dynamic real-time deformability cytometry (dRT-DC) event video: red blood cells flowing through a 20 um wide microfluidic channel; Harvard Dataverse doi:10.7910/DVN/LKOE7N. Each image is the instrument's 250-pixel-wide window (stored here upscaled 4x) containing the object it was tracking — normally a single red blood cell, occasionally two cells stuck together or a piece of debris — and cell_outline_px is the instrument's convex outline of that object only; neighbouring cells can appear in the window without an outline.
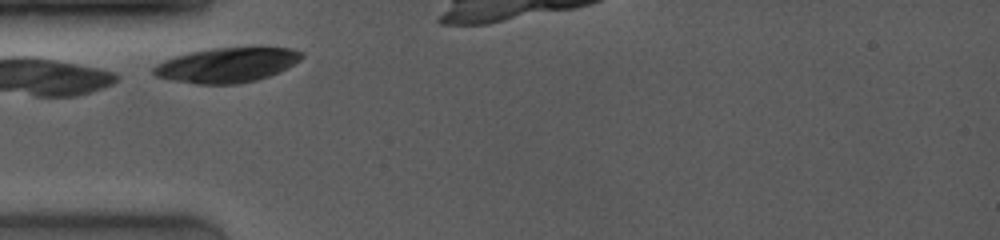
{"species": "common noctule bat (a hibernating species)", "species_latin": "Nyctalus noctula", "temperature_condition": "room temperature", "stored_images_in_passage": 12, "camera_frame_rate_fps": 4000, "um_per_image_px": 0.085, "animal": {"sex": "female", "body_mass_g": 19.0, "forearm_length_mm": 53.3}, "frame": {"image": 1, "passage_image": 1, "time_ms": 0.0, "image_size_px": [1000, 240], "cell_outline_px": [[304, 56], [300, 60], [268, 76], [256, 80], [236, 84], [196, 84], [172, 80], [156, 76], [152, 72], [152, 68], [156, 64], [164, 60], [188, 52], [212, 48], [288, 48], [304, 52]], "centroid_in_image_um": [19.24, 5.53], "position_along_channel_um": 65.8, "area_um2": 29.65}}